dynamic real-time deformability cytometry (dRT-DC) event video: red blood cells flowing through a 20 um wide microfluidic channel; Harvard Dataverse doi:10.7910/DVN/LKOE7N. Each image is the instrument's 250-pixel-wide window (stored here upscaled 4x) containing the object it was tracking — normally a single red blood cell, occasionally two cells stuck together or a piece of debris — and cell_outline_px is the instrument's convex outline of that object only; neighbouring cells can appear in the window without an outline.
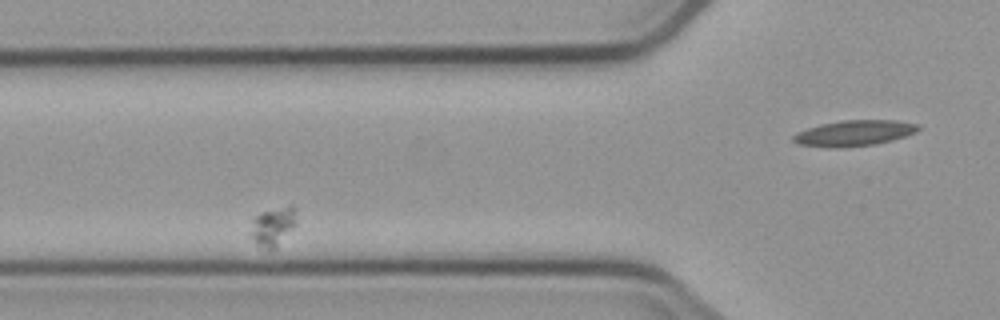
{"species": "common noctule bat (a hibernating species)", "species_latin": "Nyctalus noctula", "temperature_condition": "cold", "stored_images_in_passage": 14, "camera_frame_rate_fps": 3000, "um_per_image_px": 0.085, "animal": {"sex": "male", "body_mass_g": 23.1, "forearm_length_mm": 52.7}, "frame": {"image": 1, "passage_image": 4, "time_ms": 3.333, "image_size_px": [1000, 320], "cell_outline_px": [[296, 224], [276, 248], [268, 248], [260, 244], [252, 236], [252, 220], [260, 212], [288, 204], [292, 204], [296, 208]], "centroid_in_image_um": [23.28, 19.15], "position_along_channel_um": 102.5, "area_um2": 10.12}}
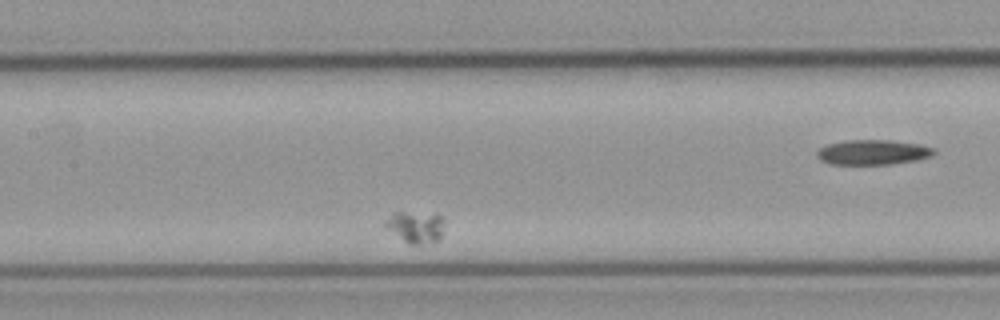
{"frame": {"image": 2, "passage_image": 6, "time_ms": 5.667, "image_size_px": [1000, 320], "cell_outline_px": [[444, 220], [440, 236], [436, 240], [420, 244], [408, 244], [384, 228], [384, 220], [396, 212], [436, 212]], "centroid_in_image_um": [35.28, 19.26], "position_along_channel_um": 172.1, "area_um2": 11.04}}
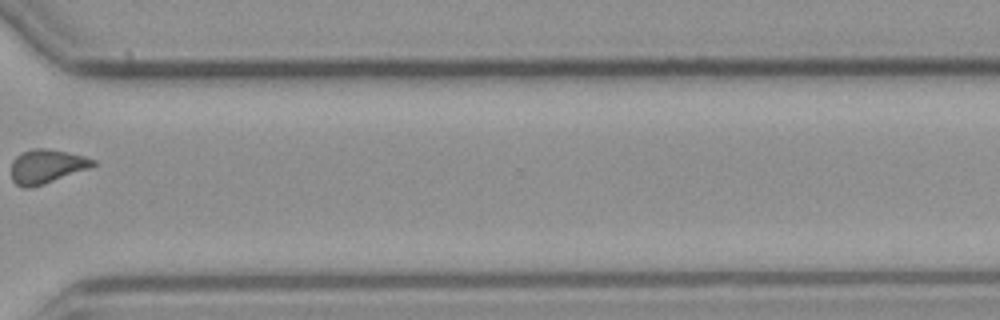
{"frame": {"image": 3, "passage_image": 12, "time_ms": 13.667, "image_size_px": [1000, 320], "cell_outline_px": [[96, 164], [88, 168], [44, 184], [28, 188], [24, 188], [16, 184], [12, 180], [12, 160], [16, 156], [32, 148], [48, 148], [84, 156], [96, 160]], "centroid_in_image_um": [3.94, 14.13], "position_along_channel_um": 366.7, "area_um2": 16.01}}